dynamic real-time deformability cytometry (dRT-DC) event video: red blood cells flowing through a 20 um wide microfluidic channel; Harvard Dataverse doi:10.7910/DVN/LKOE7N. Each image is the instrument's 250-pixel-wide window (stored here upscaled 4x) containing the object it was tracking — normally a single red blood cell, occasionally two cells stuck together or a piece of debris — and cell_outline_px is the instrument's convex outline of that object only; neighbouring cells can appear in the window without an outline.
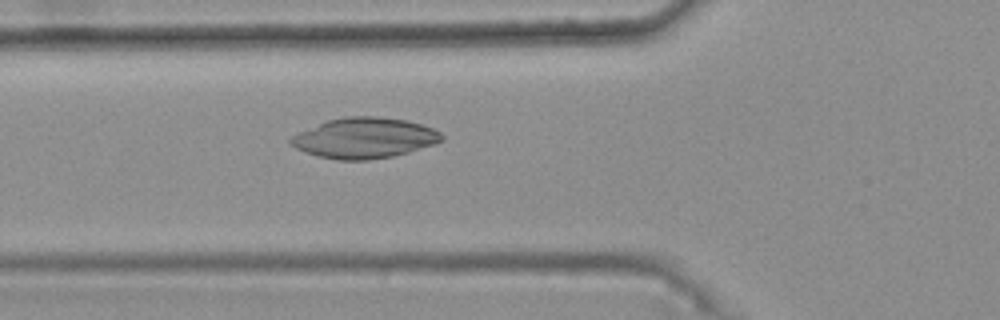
{"species": "common noctule bat (a hibernating species)", "species_latin": "Nyctalus noctula", "temperature_condition": "warm", "stored_images_in_passage": 48, "camera_frame_rate_fps": 3000, "um_per_image_px": 0.085, "animal": {"sex": "female", "body_mass_g": 25.1}, "frame": {"image": 1, "passage_image": 19, "time_ms": 6.0, "image_size_px": [1000, 320], "cell_outline_px": [[444, 140], [436, 144], [408, 152], [392, 156], [368, 160], [336, 160], [316, 156], [296, 148], [288, 140], [292, 136], [300, 132], [328, 120], [344, 116], [376, 116], [404, 120], [420, 124], [432, 128], [440, 132], [444, 136]], "centroid_in_image_um": [31.0, 11.74], "position_along_channel_um": 94.8, "area_um2": 35.49}}
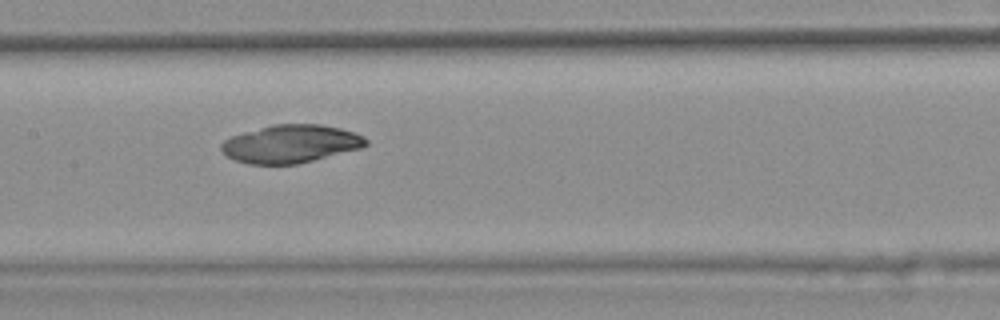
{"frame": {"image": 2, "passage_image": 26, "time_ms": 8.333, "image_size_px": [1000, 320], "cell_outline_px": [[368, 144], [360, 148], [296, 164], [248, 164], [236, 160], [228, 156], [220, 148], [220, 144], [224, 140], [232, 136], [244, 132], [272, 124], [320, 124], [340, 128], [356, 132], [364, 136], [368, 140]], "centroid_in_image_um": [24.72, 12.21], "position_along_channel_um": 182.7, "area_um2": 31.85}}
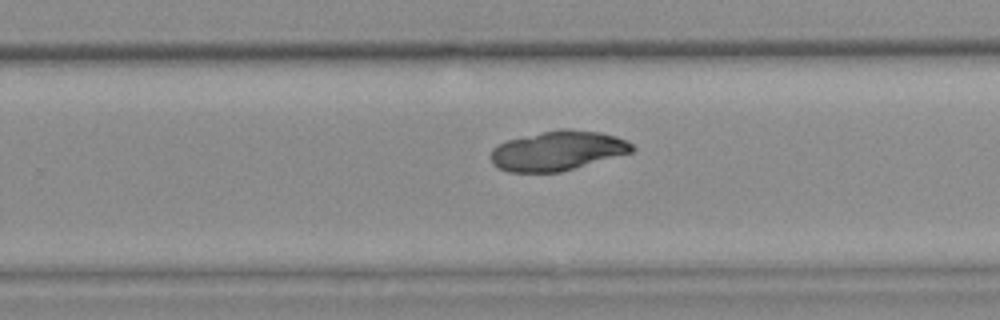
{"frame": {"image": 3, "passage_image": 34, "time_ms": 11.0, "image_size_px": [1000, 320], "cell_outline_px": [[636, 148], [632, 152], [560, 172], [508, 172], [496, 168], [492, 164], [488, 156], [492, 148], [496, 144], [508, 140], [560, 128], [568, 128], [600, 132], [616, 136], [632, 144]], "centroid_in_image_um": [47.34, 12.81], "position_along_channel_um": 282.5, "area_um2": 32.77}}